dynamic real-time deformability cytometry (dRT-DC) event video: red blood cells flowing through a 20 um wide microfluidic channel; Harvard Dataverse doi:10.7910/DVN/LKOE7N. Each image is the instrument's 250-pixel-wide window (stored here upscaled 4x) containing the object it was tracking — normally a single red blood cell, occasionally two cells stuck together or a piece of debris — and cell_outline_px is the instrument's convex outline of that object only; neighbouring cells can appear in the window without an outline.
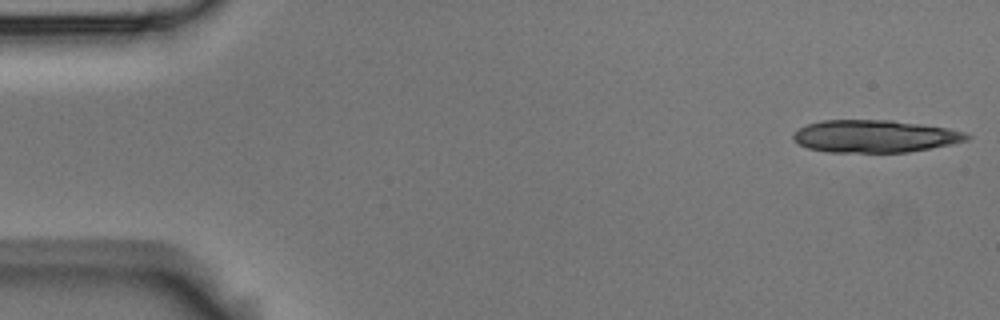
{"species": "Egyptian fruit bat (a non-hibernating species)", "species_latin": "Rousettus aegyptiacus", "temperature_condition": "room temperature", "stored_images_in_passage": 5, "camera_frame_rate_fps": 3000, "um_per_image_px": 0.085, "animal": {"sex": "male"}, "frame": {"image": 1, "passage_image": 1, "time_ms": 0.0, "image_size_px": [1000, 320], "cell_outline_px": [[972, 136], [968, 140], [952, 144], [908, 152], [828, 152], [808, 148], [800, 144], [792, 136], [800, 128], [808, 124], [820, 120], [892, 120], [948, 128], [964, 132]], "centroid_in_image_um": [74.39, 11.58], "position_along_channel_um": 10.6, "area_um2": 32.66}}
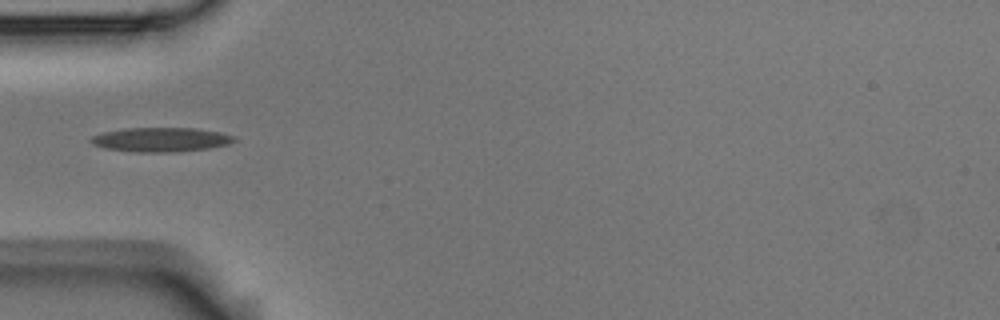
{"frame": {"image": 2, "passage_image": 5, "time_ms": 1.333, "image_size_px": [1000, 320], "cell_outline_px": [[236, 140], [228, 144], [208, 148], [172, 152], [136, 152], [104, 148], [92, 144], [88, 140], [92, 136], [104, 132], [124, 128], [196, 128], [220, 132], [236, 136]], "centroid_in_image_um": [13.66, 11.86], "position_along_channel_um": 71.3, "area_um2": 20.29}}